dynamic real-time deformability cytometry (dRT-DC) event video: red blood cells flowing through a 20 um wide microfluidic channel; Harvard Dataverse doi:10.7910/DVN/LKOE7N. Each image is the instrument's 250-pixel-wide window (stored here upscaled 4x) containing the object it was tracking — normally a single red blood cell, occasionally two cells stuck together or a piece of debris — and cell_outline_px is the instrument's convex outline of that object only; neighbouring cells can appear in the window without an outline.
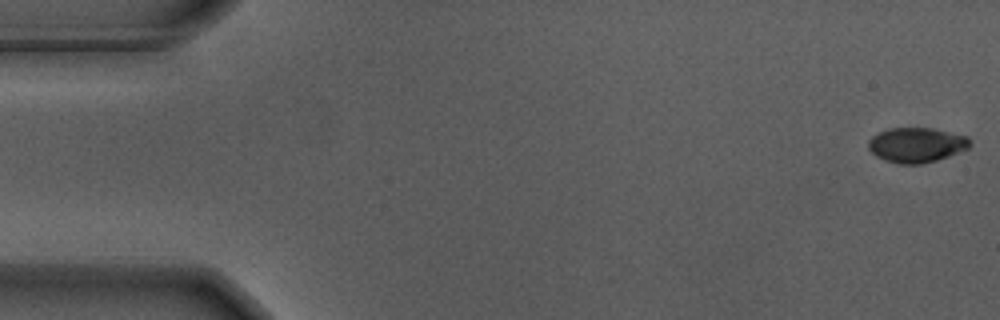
{"species": "Egyptian fruit bat (a non-hibernating species)", "species_latin": "Rousettus aegyptiacus", "temperature_condition": "warm", "stored_images_in_passage": 56, "camera_frame_rate_fps": 3000, "um_per_image_px": 0.085, "animal": {"sex": "male"}, "frame": {"image": 1, "passage_image": 1, "time_ms": 0.0, "image_size_px": [1000, 320], "cell_outline_px": [[972, 144], [968, 148], [948, 156], [936, 160], [920, 164], [900, 164], [876, 156], [868, 148], [868, 140], [872, 136], [888, 128], [932, 128], [968, 136], [972, 140]], "centroid_in_image_um": [77.92, 12.31], "position_along_channel_um": 7.1, "area_um2": 20.58}}
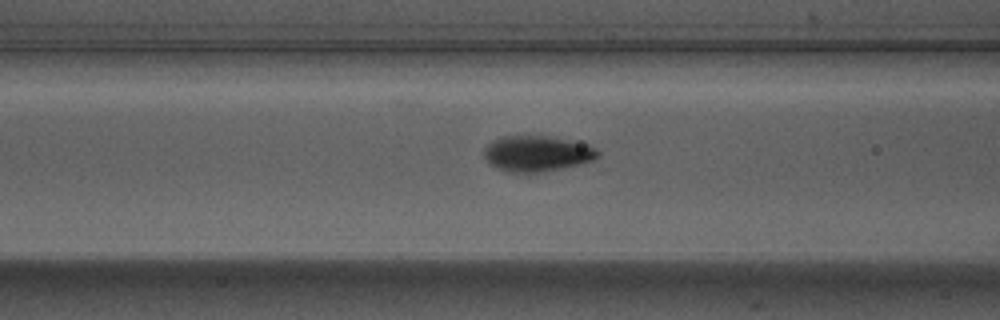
{"frame": {"image": 2, "passage_image": 22, "time_ms": 7.0, "image_size_px": [1000, 320], "cell_outline_px": [[600, 156], [592, 160], [580, 164], [564, 168], [544, 172], [504, 172], [496, 168], [484, 156], [484, 148], [492, 140], [500, 136], [524, 132], [588, 144], [596, 148], [600, 152]], "centroid_in_image_um": [45.62, 13.02], "position_along_channel_um": 121.0, "area_um2": 24.39}}
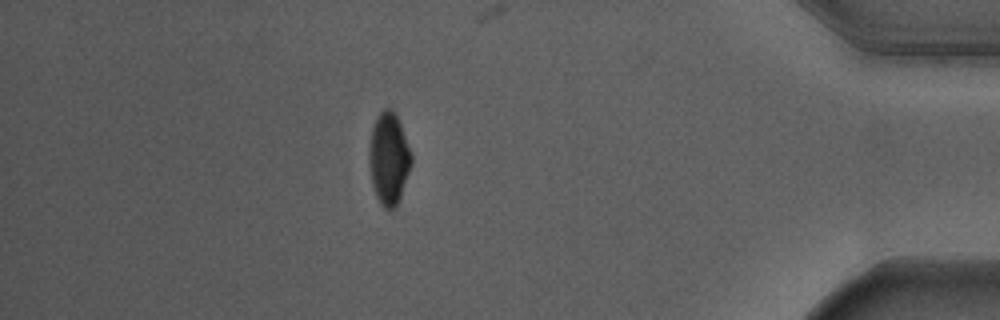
{"frame": {"image": 3, "passage_image": 49, "time_ms": 16.0, "image_size_px": [1000, 320], "cell_outline_px": [[412, 160], [400, 196], [396, 204], [392, 208], [384, 208], [380, 204], [376, 196], [372, 184], [368, 164], [368, 148], [372, 128], [376, 116], [384, 108], [392, 108], [400, 124], [412, 156]], "centroid_in_image_um": [33.0, 13.44], "position_along_channel_um": 402.2, "area_um2": 22.37}, "authors_computed_cell_mechanics": {"area_um2": 22.3975, "velocity_mm_per_s": 3.6603, "shape_relaxation_time_tau1_ms": 1.8127, "shape_relaxation_time_tau2_ms": null, "deformation_change_tau1": 0.1871, "deformation_change_tau2": null}}